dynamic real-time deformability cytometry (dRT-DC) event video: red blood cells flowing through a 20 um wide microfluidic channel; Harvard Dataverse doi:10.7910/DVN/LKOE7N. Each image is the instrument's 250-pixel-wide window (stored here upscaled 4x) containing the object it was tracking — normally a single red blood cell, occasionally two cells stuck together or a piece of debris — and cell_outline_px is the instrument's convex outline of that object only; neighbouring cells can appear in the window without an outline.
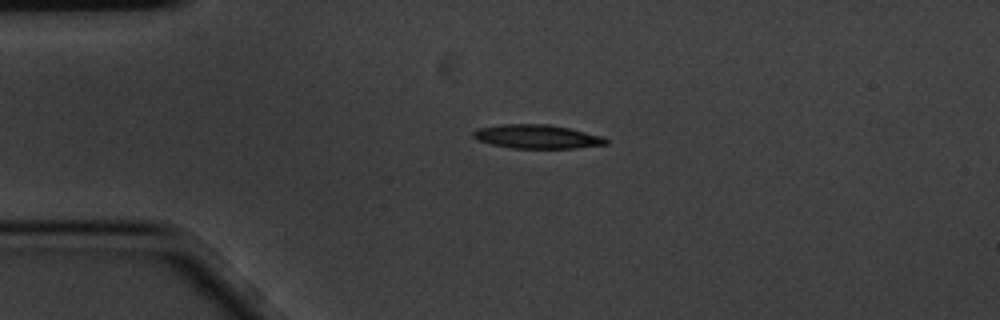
{"species": "common noctule bat (a hibernating species)", "species_latin": "Nyctalus noctula", "temperature_condition": "cold", "stored_images_in_passage": 3, "camera_frame_rate_fps": 3000, "um_per_image_px": 0.085, "animal": {"sex": "male", "body_mass_g": 20.1, "forearm_length_mm": 53.5}, "frame": {"image": 1, "passage_image": 1, "time_ms": 0.0, "image_size_px": [1000, 320], "cell_outline_px": [[608, 144], [576, 148], [512, 148], [492, 144], [476, 140], [472, 136], [472, 132], [476, 128], [500, 124], [548, 124], [572, 128], [604, 136], [608, 140]], "centroid_in_image_um": [45.66, 11.6], "position_along_channel_um": 39.3, "area_um2": 18.73}}
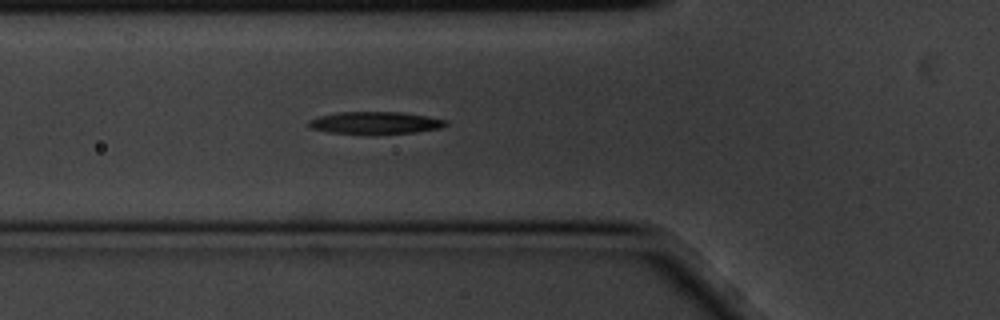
{"frame": {"image": 2, "passage_image": 3, "time_ms": 0.667, "image_size_px": [1000, 320], "cell_outline_px": [[448, 124], [440, 128], [416, 132], [328, 132], [312, 128], [308, 124], [308, 120], [320, 116], [336, 112], [400, 112], [428, 116], [448, 120]], "centroid_in_image_um": [31.93, 10.4], "position_along_channel_um": 93.9, "area_um2": 17.11}}